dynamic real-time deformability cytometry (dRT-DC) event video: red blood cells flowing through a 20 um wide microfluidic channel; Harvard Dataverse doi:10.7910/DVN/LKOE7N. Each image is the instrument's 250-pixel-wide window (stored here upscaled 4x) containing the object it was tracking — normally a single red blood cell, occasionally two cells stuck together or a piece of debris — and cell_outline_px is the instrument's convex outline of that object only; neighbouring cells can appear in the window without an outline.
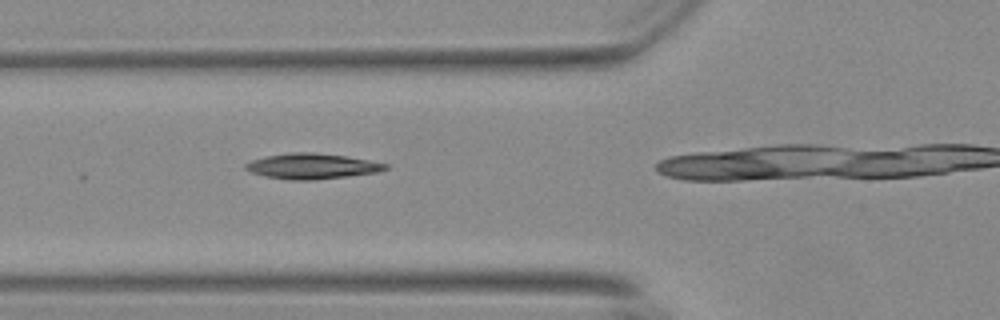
{"species": "Egyptian fruit bat (a non-hibernating species)", "species_latin": "Rousettus aegyptiacus", "temperature_condition": "warm", "stored_images_in_passage": 28, "camera_frame_rate_fps": 3000, "um_per_image_px": 0.085, "animal": {"sex": "female"}, "frame": {"image": 1, "passage_image": 5, "time_ms": 1.333, "image_size_px": [1000, 320], "cell_outline_px": [[388, 168], [376, 172], [348, 176], [316, 180], [292, 180], [264, 176], [252, 172], [244, 168], [244, 164], [252, 160], [264, 156], [288, 152], [312, 152], [348, 156], [388, 164]], "centroid_in_image_um": [26.49, 14.12], "position_along_channel_um": 99.3, "area_um2": 20.81}}
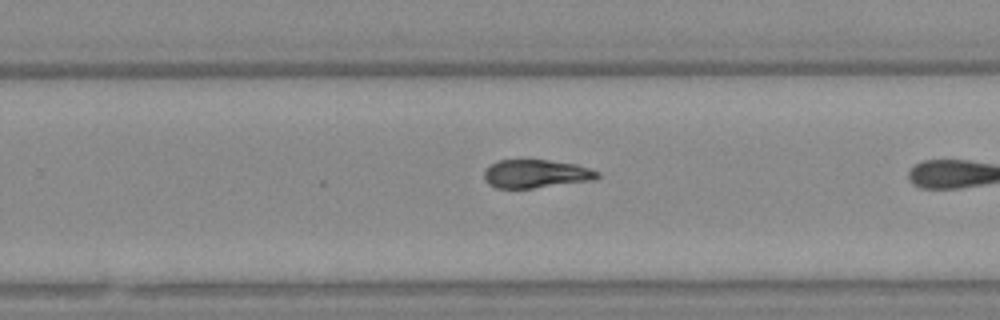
{"frame": {"image": 2, "passage_image": 20, "time_ms": 6.333, "image_size_px": [1000, 320], "cell_outline_px": [[600, 176], [596, 180], [532, 188], [496, 188], [488, 184], [484, 180], [484, 172], [496, 160], [548, 160], [576, 164], [600, 172]], "centroid_in_image_um": [45.57, 14.78], "position_along_channel_um": 284.2, "area_um2": 18.73}}